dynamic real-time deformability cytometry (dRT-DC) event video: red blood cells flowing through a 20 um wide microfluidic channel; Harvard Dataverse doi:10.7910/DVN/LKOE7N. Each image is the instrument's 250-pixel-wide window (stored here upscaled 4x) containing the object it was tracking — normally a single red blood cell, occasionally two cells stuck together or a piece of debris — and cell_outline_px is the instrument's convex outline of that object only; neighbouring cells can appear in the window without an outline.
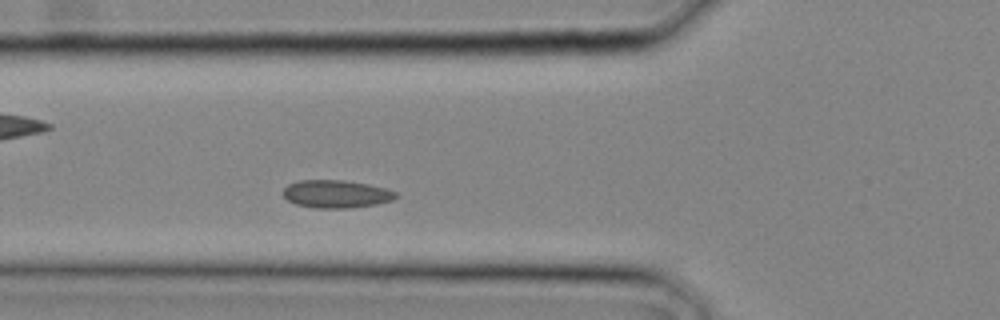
{"species": "common noctule bat (a hibernating species)", "species_latin": "Nyctalus noctula", "temperature_condition": "cold", "stored_images_in_passage": 16, "camera_frame_rate_fps": 3000, "um_per_image_px": 0.085, "animal": {"sex": "male", "body_mass_g": 20.4}, "frame": {"image": 1, "passage_image": 5, "time_ms": 1.333, "image_size_px": [1000, 320], "cell_outline_px": [[400, 196], [392, 200], [376, 204], [348, 208], [316, 208], [296, 204], [288, 200], [284, 196], [284, 188], [288, 184], [296, 180], [344, 180], [368, 184], [384, 188], [396, 192]], "centroid_in_image_um": [28.58, 16.48], "position_along_channel_um": 97.2, "area_um2": 18.26}}
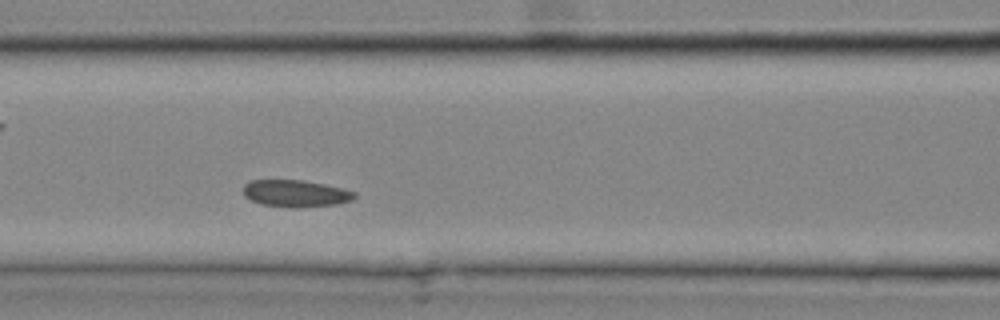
{"frame": {"image": 2, "passage_image": 7, "time_ms": 2.0, "image_size_px": [1000, 320], "cell_outline_px": [[356, 196], [352, 200], [336, 204], [296, 208], [292, 208], [260, 204], [244, 196], [244, 184], [252, 180], [304, 180], [344, 188], [356, 192]], "centroid_in_image_um": [25.14, 16.44], "position_along_channel_um": 141.5, "area_um2": 17.57}}
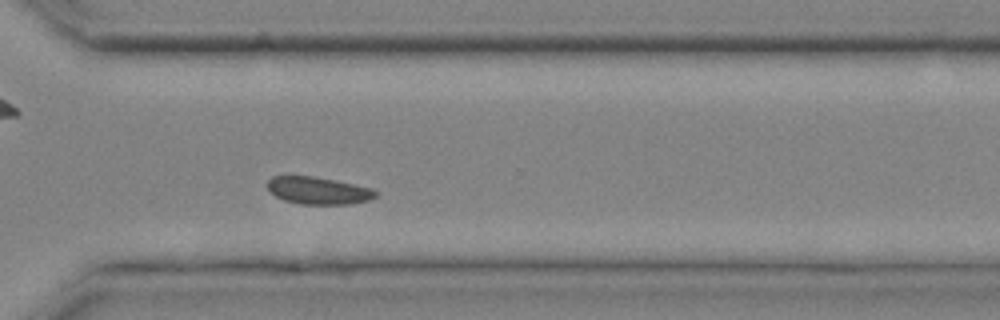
{"frame": {"image": 3, "passage_image": 16, "time_ms": 5.0, "image_size_px": [1000, 320], "cell_outline_px": [[376, 196], [368, 200], [348, 204], [300, 204], [284, 200], [276, 196], [268, 188], [268, 180], [272, 176], [312, 176], [372, 188], [376, 192]], "centroid_in_image_um": [27.03, 16.2], "position_along_channel_um": 343.6, "area_um2": 16.88}}